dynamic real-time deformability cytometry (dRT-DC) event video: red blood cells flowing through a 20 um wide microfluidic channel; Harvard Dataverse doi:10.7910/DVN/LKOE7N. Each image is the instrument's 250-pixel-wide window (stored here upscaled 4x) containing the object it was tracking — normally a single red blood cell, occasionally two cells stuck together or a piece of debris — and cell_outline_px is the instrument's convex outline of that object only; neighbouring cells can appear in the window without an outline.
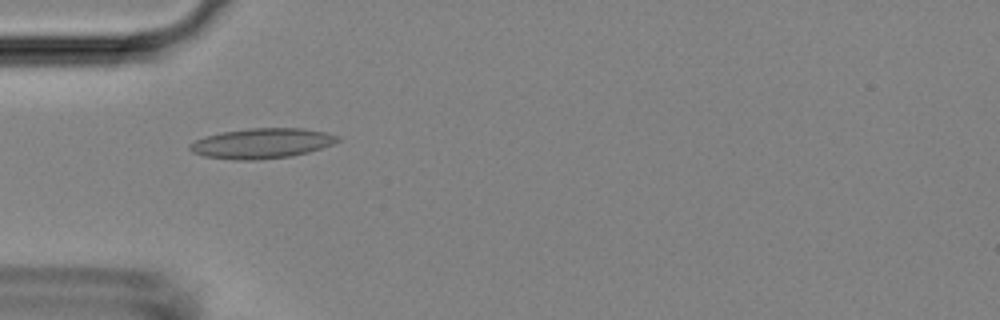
{"species": "Egyptian fruit bat (a non-hibernating species)", "species_latin": "Rousettus aegyptiacus", "temperature_condition": "room temperature", "stored_images_in_passage": 8, "camera_frame_rate_fps": 3000, "um_per_image_px": 0.085, "animal": {"sex": "female"}, "frame": {"image": 1, "passage_image": 4, "time_ms": 3.333, "image_size_px": [1000, 320], "cell_outline_px": [[340, 140], [332, 144], [308, 152], [292, 156], [260, 160], [232, 160], [204, 156], [192, 152], [188, 148], [188, 144], [204, 136], [220, 132], [248, 128], [304, 128], [328, 132], [340, 136]], "centroid_in_image_um": [22.24, 12.18], "position_along_channel_um": 62.8, "area_um2": 26.3}}
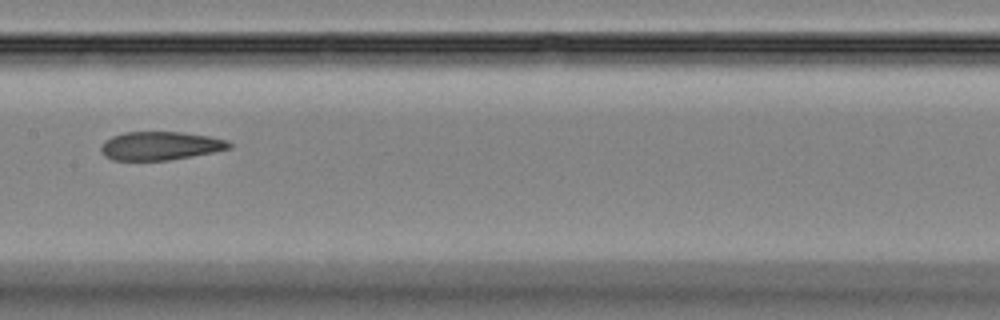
{"frame": {"image": 2, "passage_image": 7, "time_ms": 6.667, "image_size_px": [1000, 320], "cell_outline_px": [[232, 148], [192, 156], [168, 160], [112, 160], [104, 156], [100, 152], [100, 148], [104, 140], [112, 136], [124, 132], [180, 132], [208, 136], [228, 140], [232, 144]], "centroid_in_image_um": [13.6, 12.39], "position_along_channel_um": 193.8, "area_um2": 21.33}}
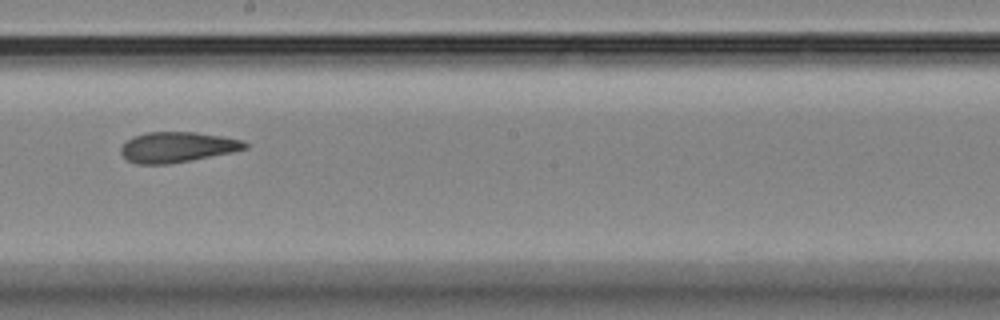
{"frame": {"image": 3, "passage_image": 8, "time_ms": 7.667, "image_size_px": [1000, 320], "cell_outline_px": [[248, 148], [232, 152], [192, 160], [168, 164], [136, 164], [128, 160], [120, 152], [120, 148], [132, 136], [148, 132], [196, 132], [244, 140], [248, 144]], "centroid_in_image_um": [15.07, 12.5], "position_along_channel_um": 233.1, "area_um2": 21.96}}